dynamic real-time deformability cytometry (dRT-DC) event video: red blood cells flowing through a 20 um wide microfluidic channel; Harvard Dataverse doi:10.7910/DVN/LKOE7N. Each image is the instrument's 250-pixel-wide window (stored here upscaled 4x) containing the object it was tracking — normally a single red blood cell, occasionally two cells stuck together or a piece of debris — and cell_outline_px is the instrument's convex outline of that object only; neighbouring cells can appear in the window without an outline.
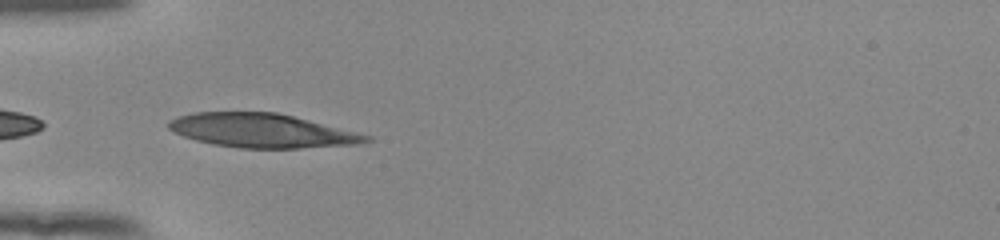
{"species": "human", "species_latin": "Homo sapiens", "temperature_condition": "room temperature", "stored_images_in_passage": 35, "camera_frame_rate_fps": 3000, "um_per_image_px": 0.085, "donor": {"sex": "female"}, "frame": {"image": 1, "passage_image": 1, "time_ms": 0.0, "image_size_px": [1000, 240], "cell_outline_px": [[372, 140], [360, 144], [300, 148], [240, 148], [212, 144], [196, 140], [184, 136], [168, 128], [168, 120], [180, 116], [196, 112], [276, 112], [372, 136]], "centroid_in_image_um": [22.26, 11.11], "position_along_channel_um": 62.7, "area_um2": 38.78}}
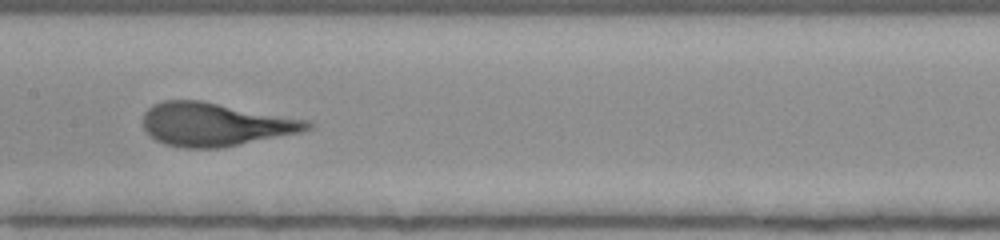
{"frame": {"image": 2, "passage_image": 11, "time_ms": 3.333, "image_size_px": [1000, 240], "cell_outline_px": [[316, 124], [312, 128], [300, 132], [224, 148], [184, 148], [164, 144], [156, 140], [144, 128], [144, 112], [152, 104], [164, 100], [200, 100], [312, 120]], "centroid_in_image_um": [18.35, 10.57], "position_along_channel_um": 189.1, "area_um2": 41.85}}
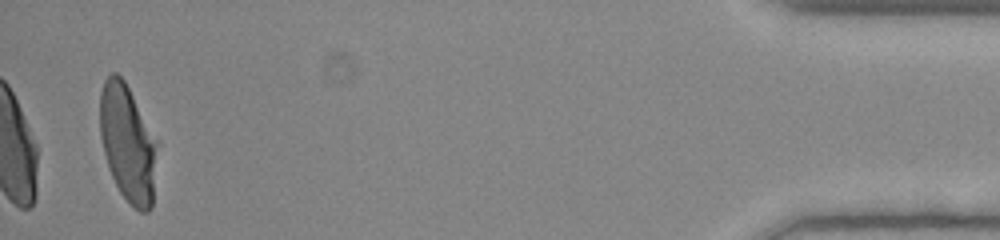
{"frame": {"image": 3, "passage_image": 35, "time_ms": 11.333, "image_size_px": [1000, 240], "cell_outline_px": [[156, 144], [152, 208], [148, 212], [140, 212], [120, 192], [108, 168], [100, 136], [100, 92], [104, 80], [112, 72], [116, 72], [124, 80], [156, 140]], "centroid_in_image_um": [10.82, 12.16], "position_along_channel_um": 424.4, "area_um2": 38.21}}